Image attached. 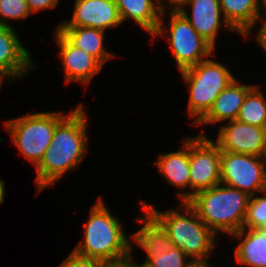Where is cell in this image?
<instances>
[{
	"label": "cell",
	"mask_w": 266,
	"mask_h": 267,
	"mask_svg": "<svg viewBox=\"0 0 266 267\" xmlns=\"http://www.w3.org/2000/svg\"><path fill=\"white\" fill-rule=\"evenodd\" d=\"M260 3H262L261 5H263V7L265 8L266 10V0H257V4H258V7L259 9L261 8ZM266 12V11H265Z\"/></svg>",
	"instance_id": "cell-33"
},
{
	"label": "cell",
	"mask_w": 266,
	"mask_h": 267,
	"mask_svg": "<svg viewBox=\"0 0 266 267\" xmlns=\"http://www.w3.org/2000/svg\"><path fill=\"white\" fill-rule=\"evenodd\" d=\"M62 112H37L5 121L19 152L35 167L49 147L56 125L65 117Z\"/></svg>",
	"instance_id": "cell-6"
},
{
	"label": "cell",
	"mask_w": 266,
	"mask_h": 267,
	"mask_svg": "<svg viewBox=\"0 0 266 267\" xmlns=\"http://www.w3.org/2000/svg\"><path fill=\"white\" fill-rule=\"evenodd\" d=\"M133 267H144V266H142V265H137L136 263H135V264L133 263Z\"/></svg>",
	"instance_id": "cell-35"
},
{
	"label": "cell",
	"mask_w": 266,
	"mask_h": 267,
	"mask_svg": "<svg viewBox=\"0 0 266 267\" xmlns=\"http://www.w3.org/2000/svg\"><path fill=\"white\" fill-rule=\"evenodd\" d=\"M73 47L92 55L102 66L114 57L103 46V30L91 27H57L56 29Z\"/></svg>",
	"instance_id": "cell-19"
},
{
	"label": "cell",
	"mask_w": 266,
	"mask_h": 267,
	"mask_svg": "<svg viewBox=\"0 0 266 267\" xmlns=\"http://www.w3.org/2000/svg\"><path fill=\"white\" fill-rule=\"evenodd\" d=\"M191 267H210L209 263H194Z\"/></svg>",
	"instance_id": "cell-32"
},
{
	"label": "cell",
	"mask_w": 266,
	"mask_h": 267,
	"mask_svg": "<svg viewBox=\"0 0 266 267\" xmlns=\"http://www.w3.org/2000/svg\"><path fill=\"white\" fill-rule=\"evenodd\" d=\"M249 198L247 193L220 183L195 193L188 204L215 234H233L243 228Z\"/></svg>",
	"instance_id": "cell-4"
},
{
	"label": "cell",
	"mask_w": 266,
	"mask_h": 267,
	"mask_svg": "<svg viewBox=\"0 0 266 267\" xmlns=\"http://www.w3.org/2000/svg\"><path fill=\"white\" fill-rule=\"evenodd\" d=\"M189 168L192 192L178 193L182 203L188 202L195 193L220 184L219 146L203 134L189 138Z\"/></svg>",
	"instance_id": "cell-7"
},
{
	"label": "cell",
	"mask_w": 266,
	"mask_h": 267,
	"mask_svg": "<svg viewBox=\"0 0 266 267\" xmlns=\"http://www.w3.org/2000/svg\"><path fill=\"white\" fill-rule=\"evenodd\" d=\"M253 87V85H241L235 78L216 97L208 112L195 124H212L225 120L233 121L237 119L244 98Z\"/></svg>",
	"instance_id": "cell-15"
},
{
	"label": "cell",
	"mask_w": 266,
	"mask_h": 267,
	"mask_svg": "<svg viewBox=\"0 0 266 267\" xmlns=\"http://www.w3.org/2000/svg\"><path fill=\"white\" fill-rule=\"evenodd\" d=\"M84 111L81 103L56 125L53 139L40 163L35 167L39 192L82 162L87 152L88 133Z\"/></svg>",
	"instance_id": "cell-1"
},
{
	"label": "cell",
	"mask_w": 266,
	"mask_h": 267,
	"mask_svg": "<svg viewBox=\"0 0 266 267\" xmlns=\"http://www.w3.org/2000/svg\"><path fill=\"white\" fill-rule=\"evenodd\" d=\"M266 157L220 151L221 184L249 196L266 190Z\"/></svg>",
	"instance_id": "cell-8"
},
{
	"label": "cell",
	"mask_w": 266,
	"mask_h": 267,
	"mask_svg": "<svg viewBox=\"0 0 266 267\" xmlns=\"http://www.w3.org/2000/svg\"><path fill=\"white\" fill-rule=\"evenodd\" d=\"M237 120L266 128V99L257 86L246 94Z\"/></svg>",
	"instance_id": "cell-22"
},
{
	"label": "cell",
	"mask_w": 266,
	"mask_h": 267,
	"mask_svg": "<svg viewBox=\"0 0 266 267\" xmlns=\"http://www.w3.org/2000/svg\"><path fill=\"white\" fill-rule=\"evenodd\" d=\"M100 267H133L132 257L129 256L125 259L113 262H100Z\"/></svg>",
	"instance_id": "cell-29"
},
{
	"label": "cell",
	"mask_w": 266,
	"mask_h": 267,
	"mask_svg": "<svg viewBox=\"0 0 266 267\" xmlns=\"http://www.w3.org/2000/svg\"><path fill=\"white\" fill-rule=\"evenodd\" d=\"M169 2L172 3V12H180L182 9L185 8L187 2L189 0H168ZM157 6L162 13L161 16H164L165 11H164V6L162 5V0H156ZM185 5V6H184Z\"/></svg>",
	"instance_id": "cell-28"
},
{
	"label": "cell",
	"mask_w": 266,
	"mask_h": 267,
	"mask_svg": "<svg viewBox=\"0 0 266 267\" xmlns=\"http://www.w3.org/2000/svg\"><path fill=\"white\" fill-rule=\"evenodd\" d=\"M90 213L84 225V241H80L72 252L99 262H113L131 256L133 248L122 224L110 214L101 197Z\"/></svg>",
	"instance_id": "cell-3"
},
{
	"label": "cell",
	"mask_w": 266,
	"mask_h": 267,
	"mask_svg": "<svg viewBox=\"0 0 266 267\" xmlns=\"http://www.w3.org/2000/svg\"><path fill=\"white\" fill-rule=\"evenodd\" d=\"M217 137L220 151L266 157V128L235 119L221 126Z\"/></svg>",
	"instance_id": "cell-10"
},
{
	"label": "cell",
	"mask_w": 266,
	"mask_h": 267,
	"mask_svg": "<svg viewBox=\"0 0 266 267\" xmlns=\"http://www.w3.org/2000/svg\"><path fill=\"white\" fill-rule=\"evenodd\" d=\"M191 5L192 14L189 16L186 9L180 13L186 18L195 31L205 39L214 49L220 17L224 20L219 0H189L186 5ZM222 14V15H221Z\"/></svg>",
	"instance_id": "cell-14"
},
{
	"label": "cell",
	"mask_w": 266,
	"mask_h": 267,
	"mask_svg": "<svg viewBox=\"0 0 266 267\" xmlns=\"http://www.w3.org/2000/svg\"><path fill=\"white\" fill-rule=\"evenodd\" d=\"M264 24L260 26L261 28L259 29V32L257 34V41L261 45L263 50L266 52V19L262 18L261 20Z\"/></svg>",
	"instance_id": "cell-30"
},
{
	"label": "cell",
	"mask_w": 266,
	"mask_h": 267,
	"mask_svg": "<svg viewBox=\"0 0 266 267\" xmlns=\"http://www.w3.org/2000/svg\"><path fill=\"white\" fill-rule=\"evenodd\" d=\"M224 25L229 30L248 36L258 19L261 20L257 0H219Z\"/></svg>",
	"instance_id": "cell-17"
},
{
	"label": "cell",
	"mask_w": 266,
	"mask_h": 267,
	"mask_svg": "<svg viewBox=\"0 0 266 267\" xmlns=\"http://www.w3.org/2000/svg\"><path fill=\"white\" fill-rule=\"evenodd\" d=\"M31 13L40 11L41 9L54 8L59 0H26Z\"/></svg>",
	"instance_id": "cell-27"
},
{
	"label": "cell",
	"mask_w": 266,
	"mask_h": 267,
	"mask_svg": "<svg viewBox=\"0 0 266 267\" xmlns=\"http://www.w3.org/2000/svg\"><path fill=\"white\" fill-rule=\"evenodd\" d=\"M58 267H100V262L71 252Z\"/></svg>",
	"instance_id": "cell-26"
},
{
	"label": "cell",
	"mask_w": 266,
	"mask_h": 267,
	"mask_svg": "<svg viewBox=\"0 0 266 267\" xmlns=\"http://www.w3.org/2000/svg\"><path fill=\"white\" fill-rule=\"evenodd\" d=\"M121 23L115 0H75L71 20L57 27H91L105 31Z\"/></svg>",
	"instance_id": "cell-11"
},
{
	"label": "cell",
	"mask_w": 266,
	"mask_h": 267,
	"mask_svg": "<svg viewBox=\"0 0 266 267\" xmlns=\"http://www.w3.org/2000/svg\"><path fill=\"white\" fill-rule=\"evenodd\" d=\"M144 215L145 219L143 217L142 219L136 218L138 222L144 223V225L131 238L147 254L145 261L138 264L142 266L155 254L167 252L174 247L173 242L161 225L146 210H144Z\"/></svg>",
	"instance_id": "cell-20"
},
{
	"label": "cell",
	"mask_w": 266,
	"mask_h": 267,
	"mask_svg": "<svg viewBox=\"0 0 266 267\" xmlns=\"http://www.w3.org/2000/svg\"><path fill=\"white\" fill-rule=\"evenodd\" d=\"M4 186H5V183L0 178V204L3 203V201H4V193H5L4 192V190H5Z\"/></svg>",
	"instance_id": "cell-31"
},
{
	"label": "cell",
	"mask_w": 266,
	"mask_h": 267,
	"mask_svg": "<svg viewBox=\"0 0 266 267\" xmlns=\"http://www.w3.org/2000/svg\"><path fill=\"white\" fill-rule=\"evenodd\" d=\"M188 256L177 247H173L167 252H160L152 256L144 267H191L195 262L190 260L185 262Z\"/></svg>",
	"instance_id": "cell-24"
},
{
	"label": "cell",
	"mask_w": 266,
	"mask_h": 267,
	"mask_svg": "<svg viewBox=\"0 0 266 267\" xmlns=\"http://www.w3.org/2000/svg\"><path fill=\"white\" fill-rule=\"evenodd\" d=\"M180 73L189 88L188 112L191 117H196L193 125L208 112L216 97L235 79L224 65L211 59H205Z\"/></svg>",
	"instance_id": "cell-5"
},
{
	"label": "cell",
	"mask_w": 266,
	"mask_h": 267,
	"mask_svg": "<svg viewBox=\"0 0 266 267\" xmlns=\"http://www.w3.org/2000/svg\"><path fill=\"white\" fill-rule=\"evenodd\" d=\"M263 194L261 197L250 196L243 228L266 229V190Z\"/></svg>",
	"instance_id": "cell-23"
},
{
	"label": "cell",
	"mask_w": 266,
	"mask_h": 267,
	"mask_svg": "<svg viewBox=\"0 0 266 267\" xmlns=\"http://www.w3.org/2000/svg\"><path fill=\"white\" fill-rule=\"evenodd\" d=\"M55 34L60 49L58 56L64 64L65 82L76 81L84 86L90 83L91 79L100 72L102 65L92 55L73 47L57 30Z\"/></svg>",
	"instance_id": "cell-12"
},
{
	"label": "cell",
	"mask_w": 266,
	"mask_h": 267,
	"mask_svg": "<svg viewBox=\"0 0 266 267\" xmlns=\"http://www.w3.org/2000/svg\"><path fill=\"white\" fill-rule=\"evenodd\" d=\"M122 23L133 19L140 27L152 36H163L162 18L154 0H115Z\"/></svg>",
	"instance_id": "cell-16"
},
{
	"label": "cell",
	"mask_w": 266,
	"mask_h": 267,
	"mask_svg": "<svg viewBox=\"0 0 266 267\" xmlns=\"http://www.w3.org/2000/svg\"><path fill=\"white\" fill-rule=\"evenodd\" d=\"M30 52L23 47L14 28L0 24V72L14 79L32 66Z\"/></svg>",
	"instance_id": "cell-13"
},
{
	"label": "cell",
	"mask_w": 266,
	"mask_h": 267,
	"mask_svg": "<svg viewBox=\"0 0 266 267\" xmlns=\"http://www.w3.org/2000/svg\"><path fill=\"white\" fill-rule=\"evenodd\" d=\"M31 14L26 0H0V24H8L9 19H24Z\"/></svg>",
	"instance_id": "cell-25"
},
{
	"label": "cell",
	"mask_w": 266,
	"mask_h": 267,
	"mask_svg": "<svg viewBox=\"0 0 266 267\" xmlns=\"http://www.w3.org/2000/svg\"><path fill=\"white\" fill-rule=\"evenodd\" d=\"M4 78H9L6 74H4L3 72H0V88L2 85V80H4Z\"/></svg>",
	"instance_id": "cell-34"
},
{
	"label": "cell",
	"mask_w": 266,
	"mask_h": 267,
	"mask_svg": "<svg viewBox=\"0 0 266 267\" xmlns=\"http://www.w3.org/2000/svg\"><path fill=\"white\" fill-rule=\"evenodd\" d=\"M141 201L146 210L165 230L174 247L183 251L195 263H208V256L215 247L216 234L198 217L188 204L182 203V210L159 211L153 205ZM189 215V216H188Z\"/></svg>",
	"instance_id": "cell-2"
},
{
	"label": "cell",
	"mask_w": 266,
	"mask_h": 267,
	"mask_svg": "<svg viewBox=\"0 0 266 267\" xmlns=\"http://www.w3.org/2000/svg\"><path fill=\"white\" fill-rule=\"evenodd\" d=\"M170 16L167 40L181 72L207 59L214 48L195 31L180 12H171Z\"/></svg>",
	"instance_id": "cell-9"
},
{
	"label": "cell",
	"mask_w": 266,
	"mask_h": 267,
	"mask_svg": "<svg viewBox=\"0 0 266 267\" xmlns=\"http://www.w3.org/2000/svg\"><path fill=\"white\" fill-rule=\"evenodd\" d=\"M182 142L181 150L159 155L155 164L169 184L190 188L189 138Z\"/></svg>",
	"instance_id": "cell-21"
},
{
	"label": "cell",
	"mask_w": 266,
	"mask_h": 267,
	"mask_svg": "<svg viewBox=\"0 0 266 267\" xmlns=\"http://www.w3.org/2000/svg\"><path fill=\"white\" fill-rule=\"evenodd\" d=\"M231 235L243 239L235 250L238 264L266 267V229L242 228Z\"/></svg>",
	"instance_id": "cell-18"
}]
</instances>
